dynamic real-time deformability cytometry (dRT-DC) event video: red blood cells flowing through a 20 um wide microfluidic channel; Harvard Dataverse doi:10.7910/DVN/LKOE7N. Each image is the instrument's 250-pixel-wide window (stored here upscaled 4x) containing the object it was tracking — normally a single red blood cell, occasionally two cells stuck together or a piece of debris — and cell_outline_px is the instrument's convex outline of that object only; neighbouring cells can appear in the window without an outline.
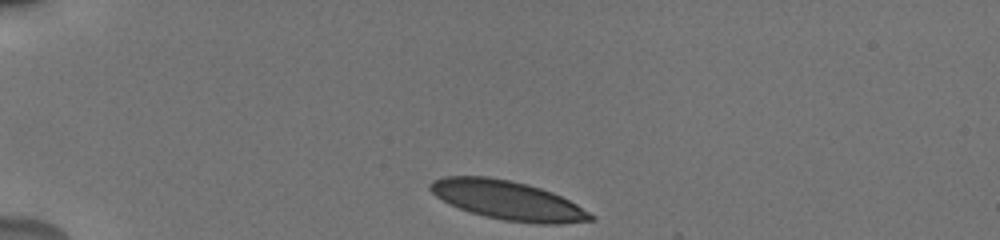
{"species": "human", "species_latin": "Homo sapiens", "temperature_condition": "cold", "stored_images_in_passage": 36, "camera_frame_rate_fps": 3000, "um_per_image_px": 0.085, "donor": {"sex": "male"}, "frame": {"image": 1, "passage_image": 1, "time_ms": 0.0, "image_size_px": [1000, 240], "cell_outline_px": [[596, 220], [560, 224], [536, 224], [504, 220], [484, 216], [448, 204], [436, 196], [428, 188], [428, 184], [432, 180], [444, 176], [488, 176], [528, 184], [552, 192], [576, 204], [596, 216]], "centroid_in_image_um": [43.16, 17.03], "position_along_channel_um": 41.8, "area_um2": 36.53}}
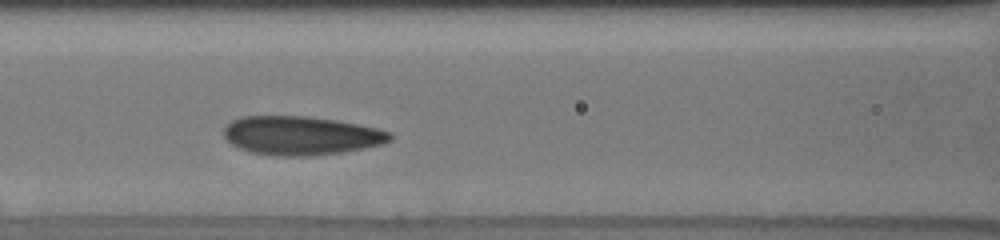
{"frame": {"image": 2, "passage_image": 13, "time_ms": 4.0, "image_size_px": [1000, 240], "cell_outline_px": [[392, 140], [380, 144], [344, 152], [312, 156], [272, 156], [252, 152], [240, 148], [232, 144], [224, 136], [224, 128], [232, 120], [244, 116], [308, 116], [336, 120], [376, 128], [392, 132]], "centroid_in_image_um": [25.59, 11.52], "position_along_channel_um": 141.0, "area_um2": 37.51}}
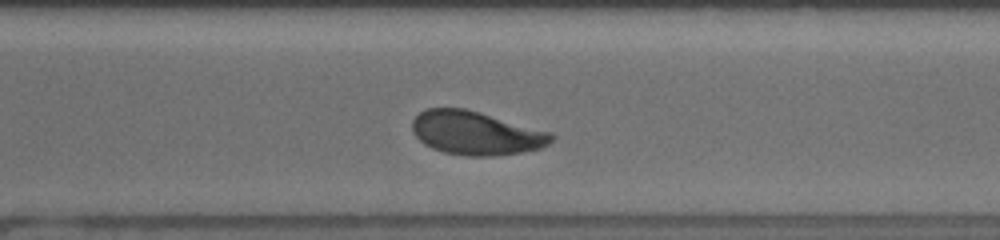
{"frame": {"image": 3, "passage_image": 28, "time_ms": 9.0, "image_size_px": [1000, 240], "cell_outline_px": [[556, 136], [548, 144], [540, 148], [520, 152], [496, 156], [464, 156], [444, 152], [432, 148], [424, 144], [412, 132], [412, 120], [420, 112], [428, 108], [464, 108], [480, 112], [552, 132]], "centroid_in_image_um": [40.46, 11.31], "position_along_channel_um": 330.1, "area_um2": 35.43}, "authors_computed_cell_mechanics": {"area_um2": 36.8764, "velocity_mm_per_s": 3.7936, "shape_relaxation_time_tau1_ms": 3.6025, "shape_relaxation_time_tau2_ms": 1.0845, "deformation_change_tau1": 0.1324, "deformation_change_tau2": 0.0579}}